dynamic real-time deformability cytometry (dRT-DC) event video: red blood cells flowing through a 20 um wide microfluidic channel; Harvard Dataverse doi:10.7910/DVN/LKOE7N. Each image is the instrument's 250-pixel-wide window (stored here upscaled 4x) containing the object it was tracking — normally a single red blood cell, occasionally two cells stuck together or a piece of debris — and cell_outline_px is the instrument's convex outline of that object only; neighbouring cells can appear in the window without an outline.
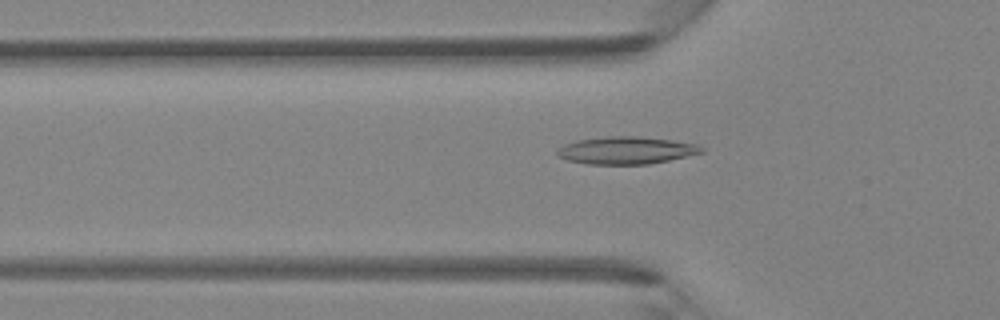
{"species": "Egyptian fruit bat (a non-hibernating species)", "species_latin": "Rousettus aegyptiacus", "temperature_condition": "room temperature", "stored_images_in_passage": 46, "camera_frame_rate_fps": 3000, "um_per_image_px": 0.085, "animal": {"sex": "female"}, "frame": {"image": 1, "passage_image": 15, "time_ms": 4.667, "image_size_px": [1000, 320], "cell_outline_px": [[704, 152], [668, 160], [648, 164], [588, 164], [568, 160], [556, 156], [556, 152], [564, 144], [576, 140], [608, 136], [636, 136], [672, 140], [696, 144], [704, 148]], "centroid_in_image_um": [53.2, 12.78], "position_along_channel_um": 72.6, "area_um2": 22.95}}
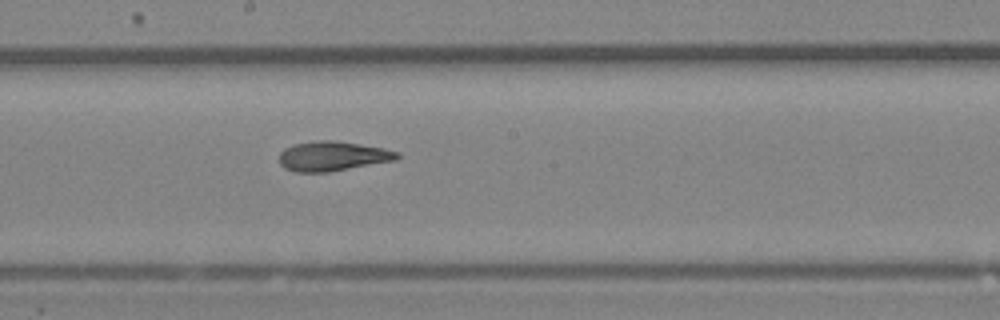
{"frame": {"image": 2, "passage_image": 25, "time_ms": 8.0, "image_size_px": [1000, 320], "cell_outline_px": [[400, 156], [396, 160], [328, 172], [296, 172], [284, 168], [280, 164], [280, 152], [284, 148], [292, 144], [316, 140], [332, 140], [384, 148], [400, 152]], "centroid_in_image_um": [28.26, 13.27], "position_along_channel_um": 219.9, "area_um2": 20.4}}
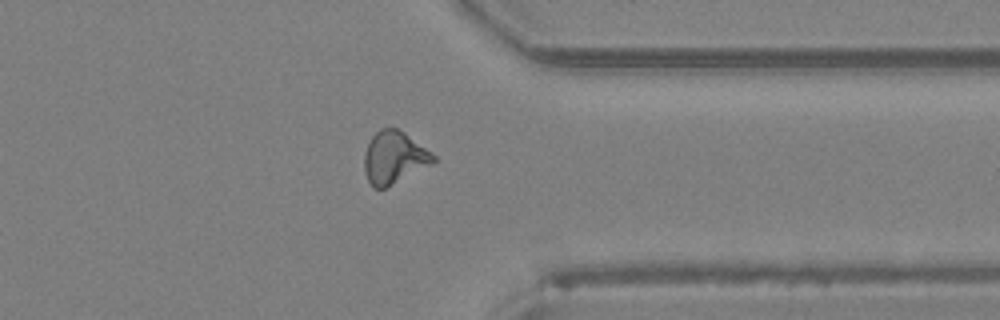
{"frame": {"image": 3, "passage_image": 36, "time_ms": 11.667, "image_size_px": [1000, 320], "cell_outline_px": [[436, 160], [432, 164], [384, 188], [372, 188], [364, 172], [364, 152], [372, 136], [380, 128], [396, 128], [404, 132], [432, 152], [436, 156]], "centroid_in_image_um": [33.49, 13.38], "position_along_channel_um": 377.9, "area_um2": 20.98}}